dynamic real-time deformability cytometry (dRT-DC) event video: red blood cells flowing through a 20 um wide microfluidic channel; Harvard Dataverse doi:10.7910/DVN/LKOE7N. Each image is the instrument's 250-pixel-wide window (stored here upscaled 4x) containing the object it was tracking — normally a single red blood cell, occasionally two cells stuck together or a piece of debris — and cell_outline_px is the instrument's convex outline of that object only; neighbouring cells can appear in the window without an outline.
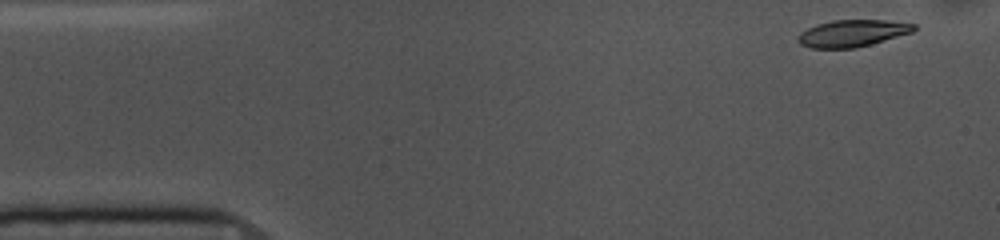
{"species": "common noctule bat (a hibernating species)", "species_latin": "Nyctalus noctula", "temperature_condition": "cold", "stored_images_in_passage": 51, "camera_frame_rate_fps": 3000, "um_per_image_px": 0.085, "animal": {"sex": "female", "body_mass_g": 10.0, "forearm_length_mm": 53.1}, "frame": {"image": 1, "passage_image": 1, "time_ms": 0.0, "image_size_px": [1000, 240], "cell_outline_px": [[916, 28], [912, 32], [872, 44], [856, 48], [812, 48], [800, 44], [796, 40], [796, 36], [800, 32], [816, 24], [832, 20], [884, 20], [916, 24]], "centroid_in_image_um": [72.41, 2.83], "position_along_channel_um": 12.6, "area_um2": 18.26}}
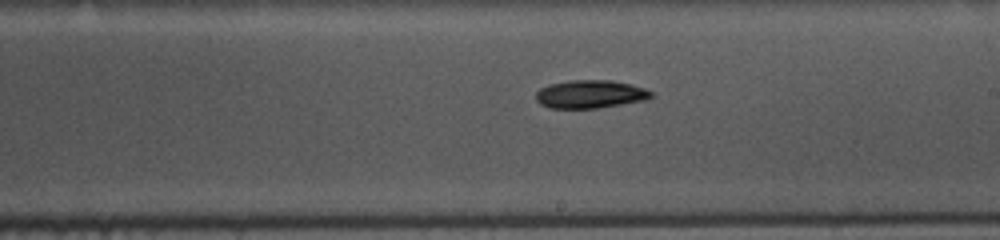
{"frame": {"image": 2, "passage_image": 27, "time_ms": 8.667, "image_size_px": [1000, 240], "cell_outline_px": [[652, 96], [648, 100], [600, 108], [548, 108], [540, 104], [536, 100], [536, 92], [540, 88], [548, 84], [568, 80], [612, 80], [632, 84], [644, 88], [652, 92]], "centroid_in_image_um": [50.17, 8.0], "position_along_channel_um": 238.8, "area_um2": 19.19}}
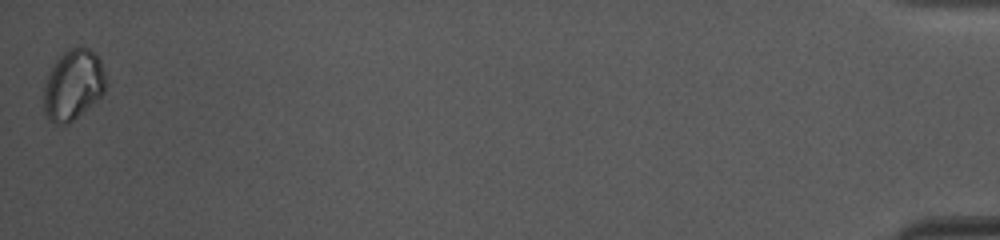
{"frame": {"image": 3, "passage_image": 51, "time_ms": 16.667, "image_size_px": [1000, 240], "cell_outline_px": [[108, 84], [104, 92], [100, 96], [68, 124], [52, 124], [48, 120], [44, 112], [44, 88], [48, 76], [56, 60], [68, 48], [80, 44], [96, 52], [104, 68], [108, 80]], "centroid_in_image_um": [6.25, 7.18], "position_along_channel_um": 428.9, "area_um2": 25.78}, "authors_computed_cell_mechanics": {"area_um2": 19.1318, "velocity_mm_per_s": 3.648, "shape_relaxation_time_tau1_ms": 2.847, "shape_relaxation_time_tau2_ms": null, "deformation_change_tau1": 0.0791, "deformation_change_tau2": null}}